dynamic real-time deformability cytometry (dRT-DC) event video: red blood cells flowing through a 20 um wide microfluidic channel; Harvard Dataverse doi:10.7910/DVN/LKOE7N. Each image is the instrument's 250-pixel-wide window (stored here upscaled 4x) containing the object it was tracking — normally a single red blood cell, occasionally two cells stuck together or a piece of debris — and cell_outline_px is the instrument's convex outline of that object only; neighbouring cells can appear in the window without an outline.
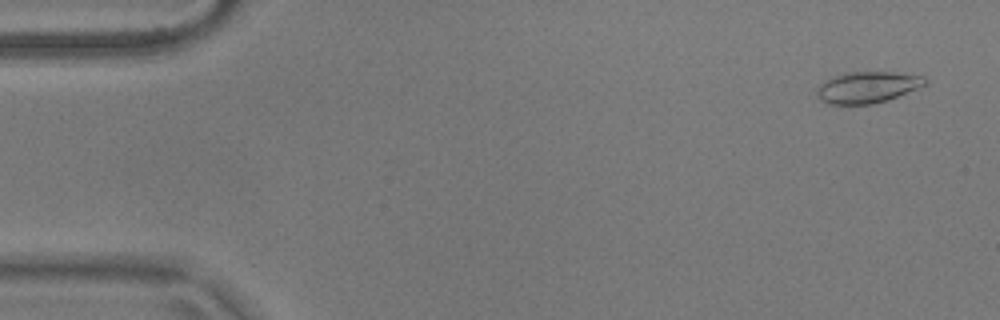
{"species": "common noctule bat (a hibernating species)", "species_latin": "Nyctalus noctula", "temperature_condition": "warm", "stored_images_in_passage": 14, "camera_frame_rate_fps": 3000, "um_per_image_px": 0.085, "animal": {"sex": "male", "body_mass_g": 17.9}, "frame": {"image": 1, "passage_image": 3, "time_ms": 0.667, "image_size_px": [1000, 320], "cell_outline_px": [[928, 84], [888, 100], [872, 104], [828, 104], [820, 100], [816, 92], [816, 88], [820, 84], [844, 72], [892, 72], [924, 76], [928, 80]], "centroid_in_image_um": [73.75, 7.42], "position_along_channel_um": 11.2, "area_um2": 19.77}}